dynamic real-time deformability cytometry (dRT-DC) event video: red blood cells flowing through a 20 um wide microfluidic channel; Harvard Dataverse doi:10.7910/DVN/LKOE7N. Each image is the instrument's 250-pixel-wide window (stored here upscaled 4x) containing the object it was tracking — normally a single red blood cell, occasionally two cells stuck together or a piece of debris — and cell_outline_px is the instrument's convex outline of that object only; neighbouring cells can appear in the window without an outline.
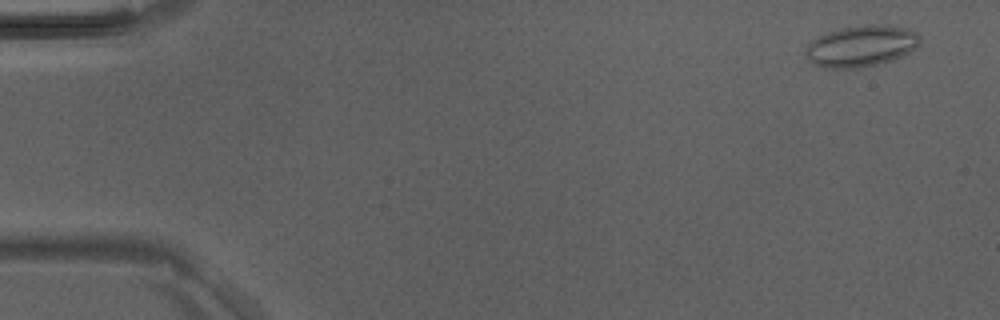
{"species": "Egyptian fruit bat (a non-hibernating species)", "species_latin": "Rousettus aegyptiacus", "temperature_condition": "room temperature", "stored_images_in_passage": 5, "camera_frame_rate_fps": 3000, "um_per_image_px": 0.085, "animal": {"sex": "male"}, "frame": {"image": 1, "passage_image": 1, "time_ms": 0.0, "image_size_px": [1000, 320], "cell_outline_px": [[920, 44], [916, 48], [892, 60], [860, 68], [824, 68], [812, 64], [808, 60], [808, 44], [812, 40], [828, 32], [840, 28], [864, 24], [888, 24], [908, 28], [916, 32], [920, 36]], "centroid_in_image_um": [73.24, 3.9], "position_along_channel_um": 11.8, "area_um2": 27.57}}